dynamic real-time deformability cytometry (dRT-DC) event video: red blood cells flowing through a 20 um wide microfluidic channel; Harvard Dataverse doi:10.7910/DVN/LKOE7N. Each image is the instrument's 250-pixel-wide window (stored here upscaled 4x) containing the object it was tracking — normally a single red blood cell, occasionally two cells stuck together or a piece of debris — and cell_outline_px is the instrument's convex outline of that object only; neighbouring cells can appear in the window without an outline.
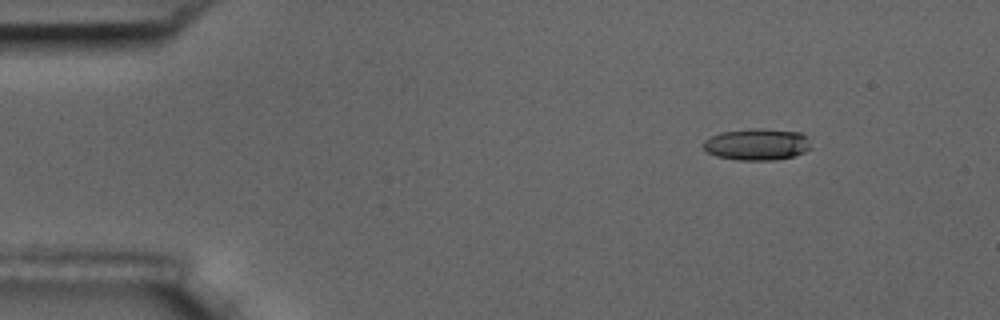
{"species": "common noctule bat (a hibernating species)", "species_latin": "Nyctalus noctula", "temperature_condition": "room temperature", "stored_images_in_passage": 4, "camera_frame_rate_fps": 3000, "um_per_image_px": 0.085, "animal": {"sex": "male", "body_mass_g": 17.5, "forearm_length_mm": 52.3}, "frame": {"image": 1, "passage_image": 1, "time_ms": 0.0, "image_size_px": [1000, 320], "cell_outline_px": [[812, 148], [804, 152], [792, 156], [772, 160], [740, 160], [716, 156], [708, 152], [700, 144], [704, 140], [720, 132], [752, 128], [764, 128], [800, 132], [812, 136]], "centroid_in_image_um": [64.4, 12.25], "position_along_channel_um": 20.6, "area_um2": 20.29}}
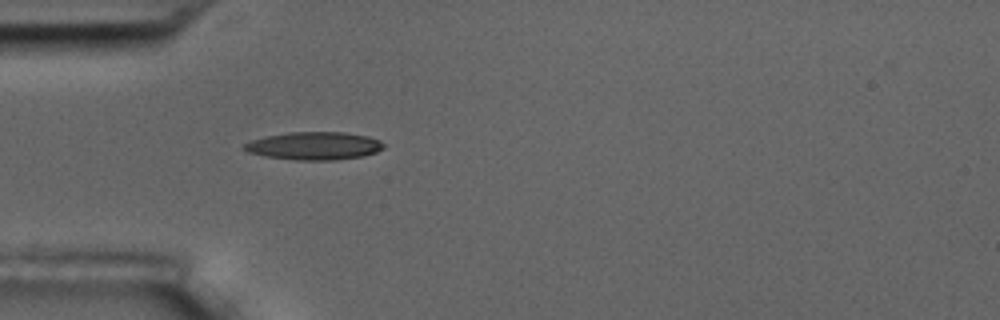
{"frame": {"image": 2, "passage_image": 4, "time_ms": 3.333, "image_size_px": [1000, 320], "cell_outline_px": [[384, 148], [376, 152], [364, 156], [336, 160], [296, 160], [264, 156], [248, 152], [244, 148], [244, 144], [252, 140], [268, 136], [288, 132], [344, 132], [368, 136], [380, 140], [384, 144]], "centroid_in_image_um": [26.75, 12.4], "position_along_channel_um": 58.3, "area_um2": 22.66}}